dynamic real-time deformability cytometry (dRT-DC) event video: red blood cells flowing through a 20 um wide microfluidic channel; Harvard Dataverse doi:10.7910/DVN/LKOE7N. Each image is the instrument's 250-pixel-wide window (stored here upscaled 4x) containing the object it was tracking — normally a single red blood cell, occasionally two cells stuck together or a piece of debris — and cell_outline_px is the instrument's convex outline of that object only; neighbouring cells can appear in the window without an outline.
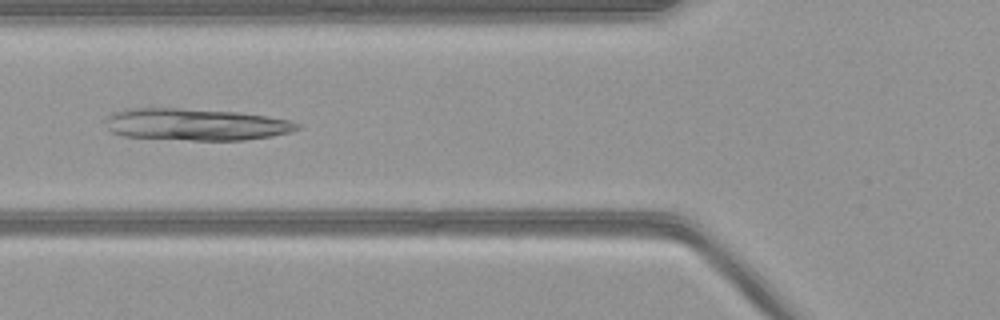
{"species": "common noctule bat (a hibernating species)", "species_latin": "Nyctalus noctula", "temperature_condition": "warm", "stored_images_in_passage": 52, "camera_frame_rate_fps": 3000, "um_per_image_px": 0.085, "animal": {"sex": "female", "body_mass_g": 21.9}, "frame": {"image": 1, "passage_image": 19, "time_ms": 6.0, "image_size_px": [1000, 320], "cell_outline_px": [[300, 128], [292, 132], [272, 136], [244, 140], [192, 140], [124, 136], [112, 132], [108, 128], [108, 116], [116, 112], [128, 108], [180, 108], [240, 112], [268, 116], [292, 120], [300, 124]], "centroid_in_image_um": [16.73, 10.57], "position_along_channel_um": 109.1, "area_um2": 35.6}}
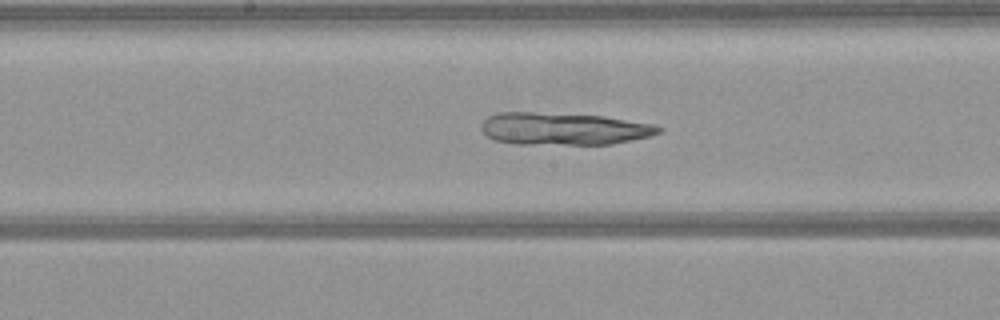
{"frame": {"image": 2, "passage_image": 26, "time_ms": 8.333, "image_size_px": [1000, 320], "cell_outline_px": [[664, 128], [660, 132], [652, 136], [612, 144], [512, 144], [492, 140], [480, 128], [480, 124], [488, 116], [500, 112], [532, 112], [604, 116], [652, 124]], "centroid_in_image_um": [47.89, 10.95], "position_along_channel_um": 200.3, "area_um2": 33.58}}
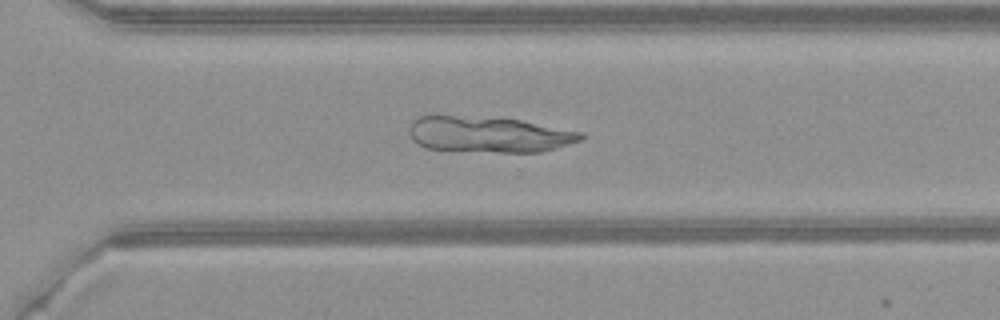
{"frame": {"image": 3, "passage_image": 36, "time_ms": 11.667, "image_size_px": [1000, 320], "cell_outline_px": [[584, 136], [580, 140], [556, 148], [540, 152], [500, 152], [428, 148], [416, 144], [412, 140], [408, 132], [408, 128], [412, 120], [416, 116], [500, 116], [584, 132]], "centroid_in_image_um": [41.53, 11.4], "position_along_channel_um": 329.1, "area_um2": 36.3}}